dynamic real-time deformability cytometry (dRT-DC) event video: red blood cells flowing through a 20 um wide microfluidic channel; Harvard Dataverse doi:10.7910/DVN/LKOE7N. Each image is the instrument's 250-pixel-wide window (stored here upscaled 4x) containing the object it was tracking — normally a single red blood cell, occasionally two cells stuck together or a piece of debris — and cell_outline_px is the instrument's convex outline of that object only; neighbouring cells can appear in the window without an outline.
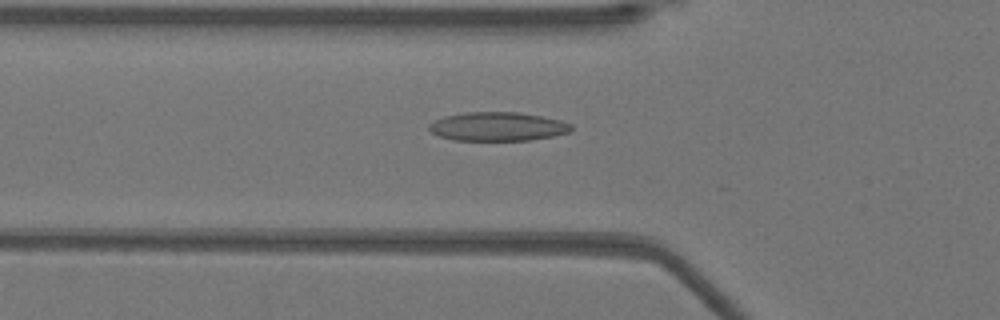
{"species": "Egyptian fruit bat (a non-hibernating species)", "species_latin": "Rousettus aegyptiacus", "temperature_condition": "warm", "stored_images_in_passage": 19, "camera_frame_rate_fps": 3000, "um_per_image_px": 0.085, "animal": {"sex": "female"}, "frame": {"image": 1, "passage_image": 13, "time_ms": 4.0, "image_size_px": [1000, 320], "cell_outline_px": [[572, 128], [568, 132], [552, 136], [528, 140], [452, 140], [440, 136], [432, 132], [428, 128], [428, 124], [444, 116], [464, 112], [516, 112], [540, 116], [560, 120], [572, 124]], "centroid_in_image_um": [42.27, 10.75], "position_along_channel_um": 83.5, "area_um2": 23.7}}
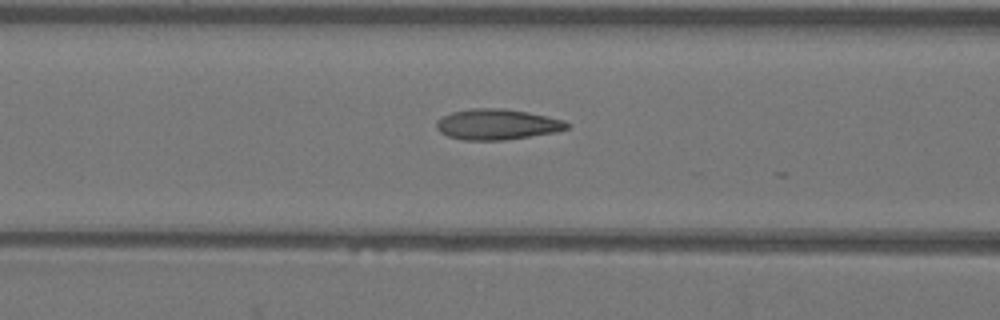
{"frame": {"image": 2, "passage_image": 16, "time_ms": 5.0, "image_size_px": [1000, 320], "cell_outline_px": [[568, 128], [556, 132], [504, 140], [464, 140], [448, 136], [440, 132], [436, 128], [436, 120], [452, 112], [472, 108], [504, 108], [528, 112], [564, 120], [568, 124]], "centroid_in_image_um": [42.23, 10.57], "position_along_channel_um": 124.4, "area_um2": 23.24}}